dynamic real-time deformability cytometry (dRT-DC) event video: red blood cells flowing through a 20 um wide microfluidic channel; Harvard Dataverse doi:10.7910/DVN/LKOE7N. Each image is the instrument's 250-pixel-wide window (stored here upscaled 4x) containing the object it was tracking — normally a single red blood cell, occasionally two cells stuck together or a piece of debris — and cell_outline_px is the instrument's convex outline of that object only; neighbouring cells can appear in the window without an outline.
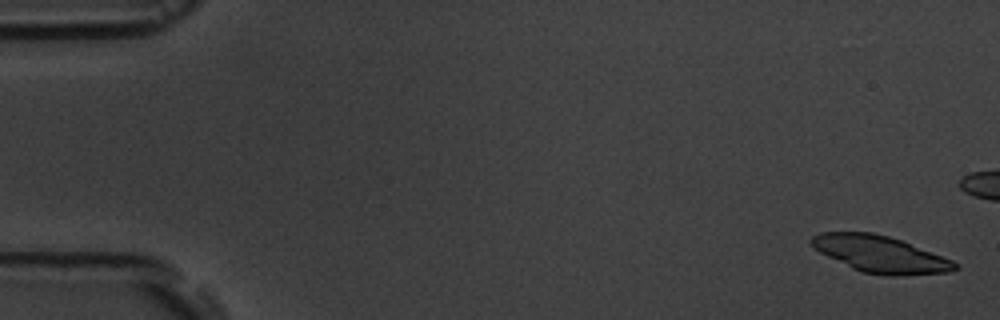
{"species": "common noctule bat (a hibernating species)", "species_latin": "Nyctalus noctula", "temperature_condition": "room temperature", "stored_images_in_passage": 5, "camera_frame_rate_fps": 3000, "um_per_image_px": 0.085, "animal": {"sex": "male", "body_mass_g": 19.5, "forearm_length_mm": 54.6}, "frame": {"image": 1, "passage_image": 1, "time_ms": 0.0, "image_size_px": [1000, 320], "cell_outline_px": [[960, 268], [948, 272], [896, 276], [888, 276], [864, 272], [852, 268], [820, 252], [808, 240], [812, 236], [820, 232], [872, 232], [888, 236], [900, 240], [952, 260]], "centroid_in_image_um": [74.81, 21.6], "position_along_channel_um": 10.2, "area_um2": 30.23}}